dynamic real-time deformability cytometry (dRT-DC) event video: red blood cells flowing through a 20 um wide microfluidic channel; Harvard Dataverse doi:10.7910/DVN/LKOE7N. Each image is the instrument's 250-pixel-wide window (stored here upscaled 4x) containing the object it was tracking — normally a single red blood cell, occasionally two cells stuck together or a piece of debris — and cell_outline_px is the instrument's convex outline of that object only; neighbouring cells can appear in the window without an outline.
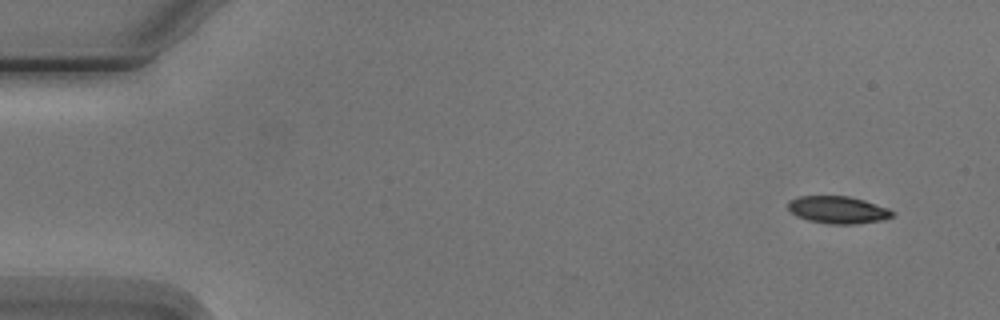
{"species": "Egyptian fruit bat (a non-hibernating species)", "species_latin": "Rousettus aegyptiacus", "temperature_condition": "cold", "stored_images_in_passage": 6, "camera_frame_rate_fps": 3000, "um_per_image_px": 0.085, "animal": {"sex": "male"}, "frame": {"image": 1, "passage_image": 1, "time_ms": 0.0, "image_size_px": [1000, 320], "cell_outline_px": [[896, 212], [892, 216], [880, 220], [856, 224], [828, 224], [808, 220], [796, 216], [788, 208], [788, 200], [800, 196], [848, 196], [864, 200], [888, 208]], "centroid_in_image_um": [71.21, 17.83], "position_along_channel_um": 13.8, "area_um2": 16.59}}
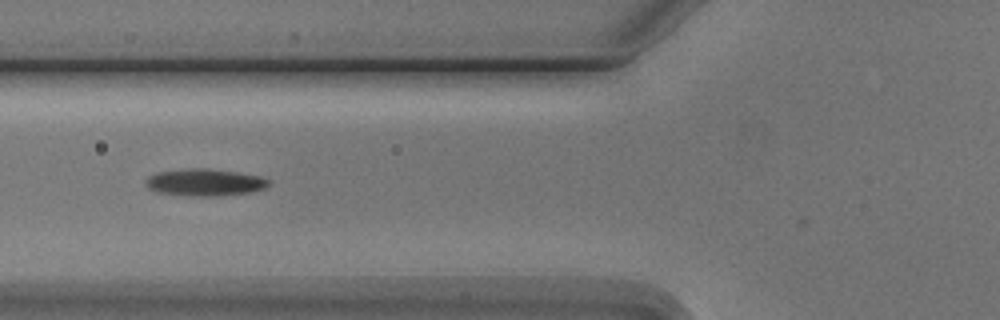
{"frame": {"image": 2, "passage_image": 5, "time_ms": 5.667, "image_size_px": [1000, 320], "cell_outline_px": [[272, 184], [268, 188], [252, 192], [220, 196], [192, 196], [156, 192], [148, 188], [144, 184], [144, 180], [148, 176], [156, 172], [188, 168], [208, 168], [236, 172], [260, 176], [272, 180]], "centroid_in_image_um": [17.44, 15.5], "position_along_channel_um": 108.4, "area_um2": 19.88}}
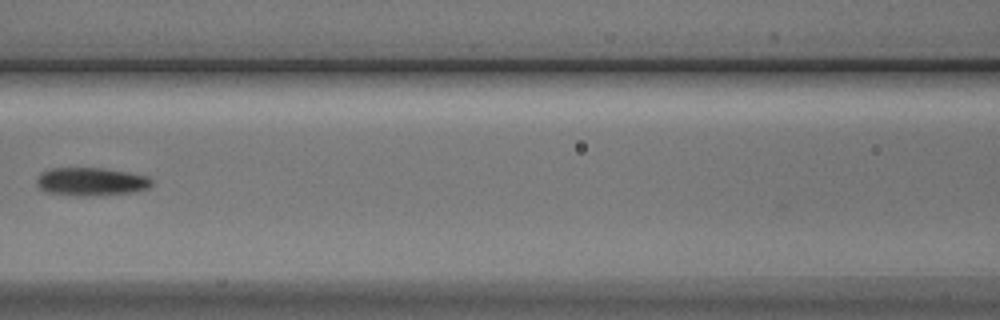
{"frame": {"image": 3, "passage_image": 6, "time_ms": 7.0, "image_size_px": [1000, 320], "cell_outline_px": [[152, 184], [148, 188], [132, 192], [84, 196], [44, 192], [36, 184], [36, 180], [40, 172], [52, 168], [104, 168], [128, 172], [148, 176], [152, 180]], "centroid_in_image_um": [7.72, 15.43], "position_along_channel_um": 158.9, "area_um2": 18.84}}